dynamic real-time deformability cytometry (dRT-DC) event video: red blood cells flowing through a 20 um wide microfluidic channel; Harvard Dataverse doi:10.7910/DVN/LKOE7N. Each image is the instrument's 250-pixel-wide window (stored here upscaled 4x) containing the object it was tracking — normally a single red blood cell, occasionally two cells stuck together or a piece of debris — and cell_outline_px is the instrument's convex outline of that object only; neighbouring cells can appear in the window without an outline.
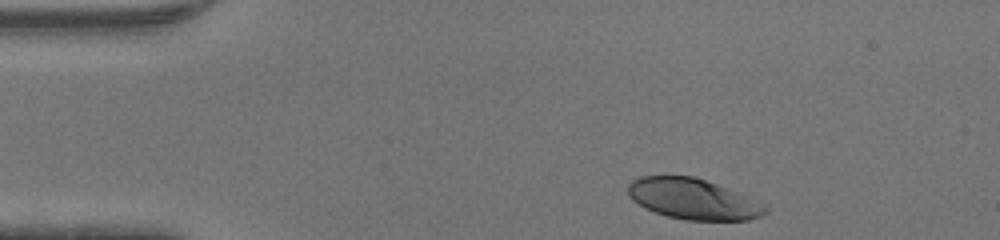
{"species": "human", "species_latin": "Homo sapiens", "temperature_condition": "warm", "stored_images_in_passage": 32, "camera_frame_rate_fps": 3000, "um_per_image_px": 0.085, "donor": {"sex": "male"}, "frame": {"image": 1, "passage_image": 1, "time_ms": 0.0, "image_size_px": [1000, 240], "cell_outline_px": [[768, 212], [760, 216], [748, 220], [684, 220], [668, 216], [644, 208], [632, 200], [628, 196], [628, 184], [632, 180], [640, 176], [692, 176], [716, 184], [764, 204], [768, 208]], "centroid_in_image_um": [58.87, 16.92], "position_along_channel_um": 26.1, "area_um2": 32.25}}
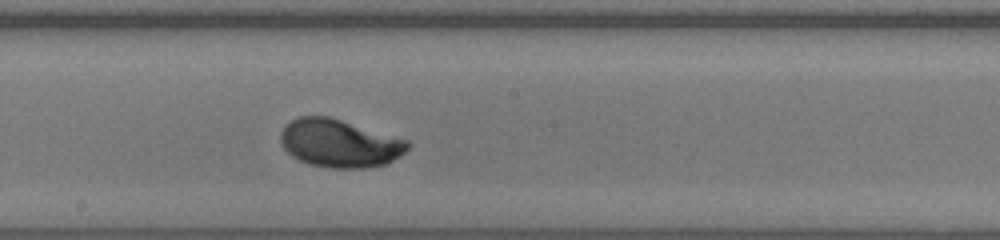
{"frame": {"image": 2, "passage_image": 19, "time_ms": 6.0, "image_size_px": [1000, 240], "cell_outline_px": [[412, 144], [400, 156], [388, 164], [368, 168], [328, 168], [308, 164], [292, 156], [284, 148], [280, 140], [280, 132], [284, 124], [296, 116], [328, 116], [408, 140]], "centroid_in_image_um": [28.84, 12.18], "position_along_channel_um": 219.4, "area_um2": 35.84}}
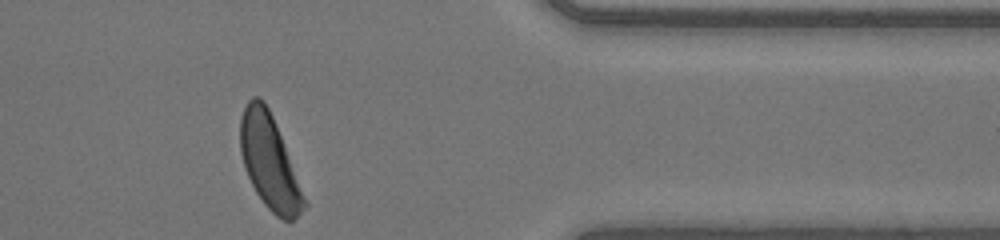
{"frame": {"image": 3, "passage_image": 32, "time_ms": 10.333, "image_size_px": [1000, 240], "cell_outline_px": [[308, 204], [292, 220], [284, 220], [276, 216], [264, 204], [256, 192], [244, 168], [240, 152], [240, 120], [244, 108], [248, 100], [252, 96], [260, 96], [264, 100], [272, 116], [308, 200]], "centroid_in_image_um": [22.9, 13.77], "position_along_channel_um": 388.5, "area_um2": 34.85}}